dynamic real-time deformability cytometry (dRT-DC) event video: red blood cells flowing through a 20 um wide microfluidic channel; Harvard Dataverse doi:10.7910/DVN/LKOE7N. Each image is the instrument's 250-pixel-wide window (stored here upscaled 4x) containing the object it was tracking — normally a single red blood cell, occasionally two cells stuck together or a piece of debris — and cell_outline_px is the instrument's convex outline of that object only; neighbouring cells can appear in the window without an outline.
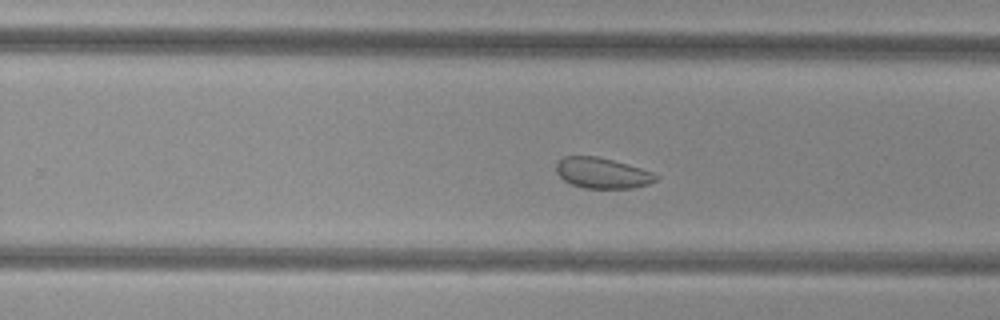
{"species": "common noctule bat (a hibernating species)", "species_latin": "Nyctalus noctula", "temperature_condition": "cold", "stored_images_in_passage": 46, "camera_frame_rate_fps": 3000, "um_per_image_px": 0.085, "animal": {"sex": "female", "body_mass_g": 29.2, "forearm_length_mm": 56.3}, "frame": {"image": 1, "passage_image": 27, "time_ms": 8.667, "image_size_px": [1000, 320], "cell_outline_px": [[660, 176], [656, 180], [648, 184], [632, 188], [584, 188], [572, 184], [564, 180], [556, 172], [556, 164], [564, 156], [596, 156], [612, 160], [640, 168], [652, 172]], "centroid_in_image_um": [51.19, 14.71], "position_along_channel_um": 278.6, "area_um2": 17.63}}